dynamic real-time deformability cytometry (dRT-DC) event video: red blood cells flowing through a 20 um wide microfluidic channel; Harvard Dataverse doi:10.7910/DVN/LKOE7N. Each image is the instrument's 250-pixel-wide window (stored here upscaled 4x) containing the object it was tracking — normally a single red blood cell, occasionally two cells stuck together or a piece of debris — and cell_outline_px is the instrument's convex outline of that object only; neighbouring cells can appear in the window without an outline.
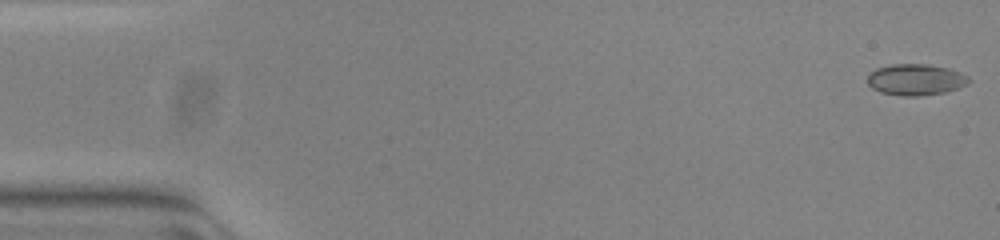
{"species": "common noctule bat (a hibernating species)", "species_latin": "Nyctalus noctula", "temperature_condition": "warm", "stored_images_in_passage": 53, "camera_frame_rate_fps": 3000, "um_per_image_px": 0.085, "animal": {"sex": "female", "body_mass_g": 23.0, "forearm_length_mm": 53.4}, "frame": {"image": 1, "passage_image": 1, "time_ms": 0.0, "image_size_px": [1000, 240], "cell_outline_px": [[972, 80], [968, 84], [944, 92], [920, 96], [900, 96], [880, 92], [872, 88], [868, 84], [868, 76], [876, 68], [892, 64], [924, 64], [948, 68], [968, 76]], "centroid_in_image_um": [77.83, 6.77], "position_along_channel_um": 7.2, "area_um2": 18.38}}
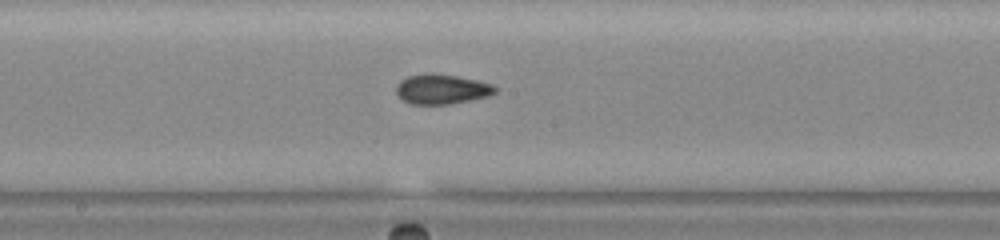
{"frame": {"image": 2, "passage_image": 28, "time_ms": 9.0, "image_size_px": [1000, 240], "cell_outline_px": [[496, 92], [488, 96], [448, 104], [412, 104], [404, 100], [396, 92], [396, 84], [400, 80], [408, 76], [456, 76], [476, 80], [488, 84], [496, 88]], "centroid_in_image_um": [37.53, 7.62], "position_along_channel_um": 210.7, "area_um2": 16.24}}
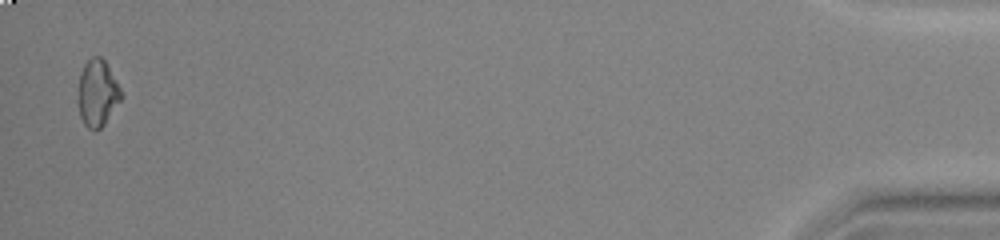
{"frame": {"image": 3, "passage_image": 52, "time_ms": 17.0, "image_size_px": [1000, 240], "cell_outline_px": [[124, 96], [104, 124], [96, 132], [88, 128], [84, 124], [80, 116], [80, 72], [84, 64], [92, 56], [100, 56], [104, 60], [120, 88]], "centroid_in_image_um": [8.31, 7.93], "position_along_channel_um": 426.9, "area_um2": 16.36}, "authors_computed_cell_mechanics": {"area_um2": 16.8776, "velocity_mm_per_s": 3.8728, "shape_relaxation_time_tau1_ms": null, "shape_relaxation_time_tau2_ms": 3.4371, "deformation_change_tau1": null, "deformation_change_tau2": 0.0649}}